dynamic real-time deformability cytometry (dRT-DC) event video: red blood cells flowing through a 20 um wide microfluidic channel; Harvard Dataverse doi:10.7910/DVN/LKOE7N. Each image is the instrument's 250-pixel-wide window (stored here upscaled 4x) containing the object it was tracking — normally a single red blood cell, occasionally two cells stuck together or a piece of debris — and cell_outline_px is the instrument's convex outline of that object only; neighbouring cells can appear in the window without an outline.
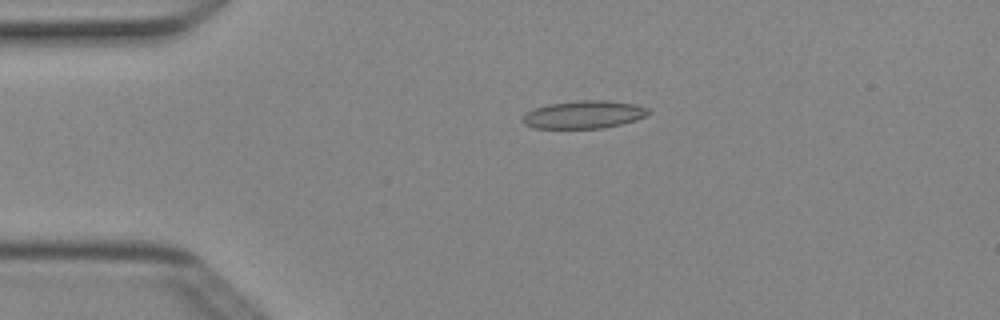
{"species": "Egyptian fruit bat (a non-hibernating species)", "species_latin": "Rousettus aegyptiacus", "temperature_condition": "cold", "stored_images_in_passage": 1, "camera_frame_rate_fps": 3000, "um_per_image_px": 0.085, "animal": {"sex": "female"}, "frame": {"image": 1, "passage_image": 1, "time_ms": 0.0, "image_size_px": [1000, 320], "cell_outline_px": [[652, 112], [636, 120], [604, 128], [532, 128], [524, 124], [520, 120], [528, 112], [536, 108], [548, 104], [580, 100], [604, 100], [636, 104], [648, 108]], "centroid_in_image_um": [49.64, 9.74], "position_along_channel_um": 35.4, "area_um2": 20.35}}